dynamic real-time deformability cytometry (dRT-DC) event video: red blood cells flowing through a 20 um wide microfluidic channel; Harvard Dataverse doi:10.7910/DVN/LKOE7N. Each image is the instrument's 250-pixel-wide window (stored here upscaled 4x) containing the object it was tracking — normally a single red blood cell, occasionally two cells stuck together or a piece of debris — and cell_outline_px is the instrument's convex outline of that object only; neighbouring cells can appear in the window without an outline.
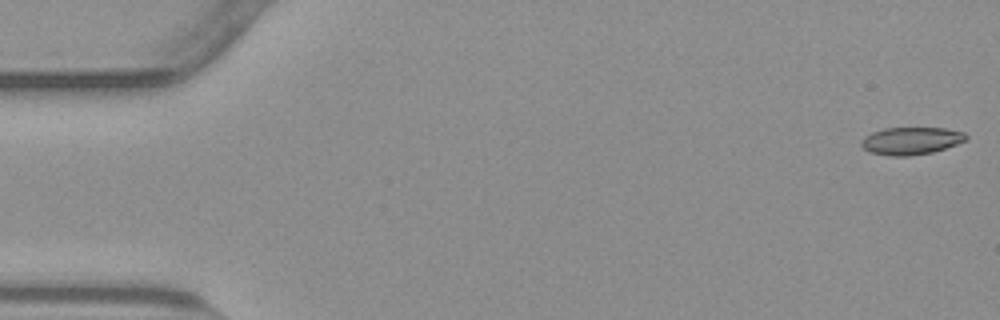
{"species": "common noctule bat (a hibernating species)", "species_latin": "Nyctalus noctula", "temperature_condition": "warm", "stored_images_in_passage": 54, "camera_frame_rate_fps": 3000, "um_per_image_px": 0.085, "animal": {"sex": "male", "body_mass_g": 23.1, "forearm_length_mm": 52.7}, "frame": {"image": 1, "passage_image": 1, "time_ms": 0.0, "image_size_px": [1000, 320], "cell_outline_px": [[968, 136], [964, 140], [956, 144], [932, 152], [908, 156], [892, 156], [868, 152], [860, 144], [860, 140], [864, 136], [872, 132], [884, 128], [944, 128], [964, 132]], "centroid_in_image_um": [77.39, 11.96], "position_along_channel_um": 7.6, "area_um2": 16.7}}
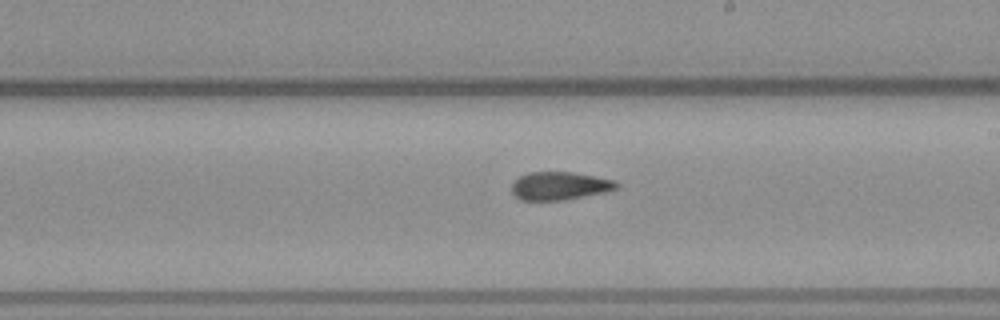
{"frame": {"image": 2, "passage_image": 31, "time_ms": 10.0, "image_size_px": [1000, 320], "cell_outline_px": [[620, 188], [608, 192], [564, 200], [520, 200], [512, 192], [512, 184], [520, 176], [528, 172], [572, 172], [616, 180], [620, 184]], "centroid_in_image_um": [47.64, 15.8], "position_along_channel_um": 241.4, "area_um2": 17.34}}
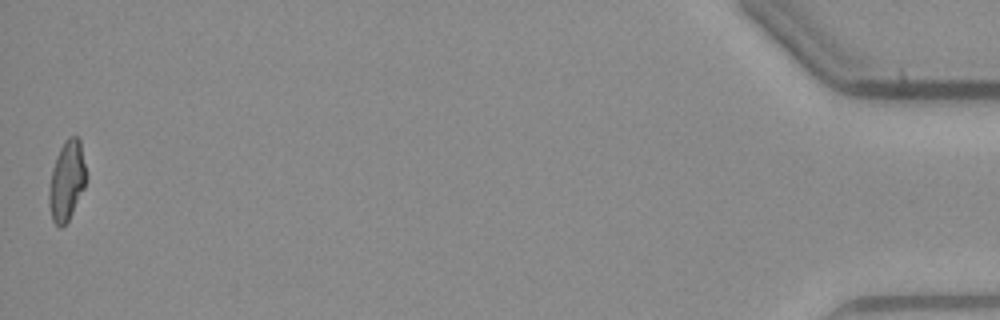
{"frame": {"image": 3, "passage_image": 54, "time_ms": 17.667, "image_size_px": [1000, 320], "cell_outline_px": [[88, 176], [84, 188], [68, 220], [60, 228], [52, 220], [48, 204], [48, 192], [52, 168], [56, 156], [64, 140], [68, 136], [76, 136], [80, 140]], "centroid_in_image_um": [5.68, 15.33], "position_along_channel_um": 429.5, "area_um2": 17.46}, "authors_computed_cell_mechanics": {"area_um2": 17.5712, "velocity_mm_per_s": 3.8049, "shape_relaxation_time_tau1_ms": null, "shape_relaxation_time_tau2_ms": 3.0315, "deformation_change_tau1": null, "deformation_change_tau2": 0.1025}}